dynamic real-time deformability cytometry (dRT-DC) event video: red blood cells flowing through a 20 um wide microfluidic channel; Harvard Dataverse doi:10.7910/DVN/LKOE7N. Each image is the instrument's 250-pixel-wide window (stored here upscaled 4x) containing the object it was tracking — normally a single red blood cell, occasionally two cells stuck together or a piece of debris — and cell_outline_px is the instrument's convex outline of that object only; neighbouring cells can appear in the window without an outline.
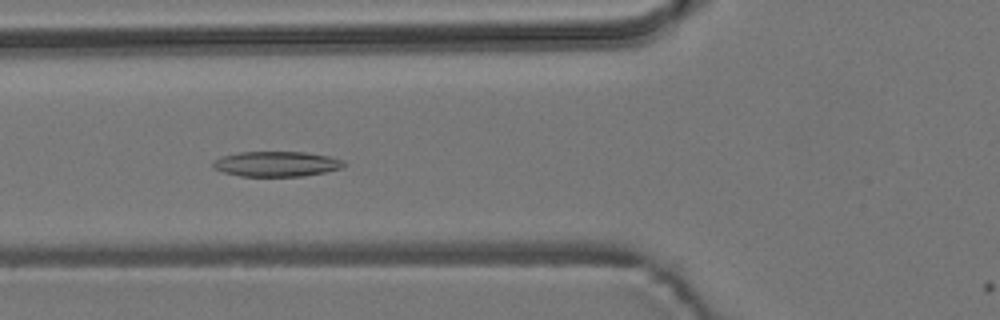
{"species": "common noctule bat (a hibernating species)", "species_latin": "Nyctalus noctula", "temperature_condition": "room temperature", "stored_images_in_passage": 6, "camera_frame_rate_fps": 3000, "um_per_image_px": 0.085, "animal": {"sex": "male", "body_mass_g": 19.2, "forearm_length_mm": 51.8}, "frame": {"image": 1, "passage_image": 5, "time_ms": 4.667, "image_size_px": [1000, 320], "cell_outline_px": [[348, 164], [340, 168], [324, 172], [304, 176], [240, 176], [224, 172], [212, 168], [212, 164], [216, 160], [224, 156], [240, 152], [304, 152], [328, 156], [340, 160]], "centroid_in_image_um": [23.5, 13.94], "position_along_channel_um": 102.3, "area_um2": 18.96}}
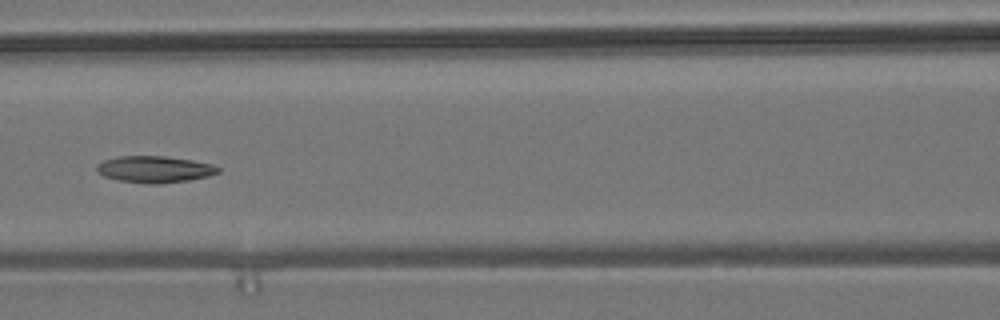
{"frame": {"image": 2, "passage_image": 6, "time_ms": 6.0, "image_size_px": [1000, 320], "cell_outline_px": [[220, 172], [208, 176], [188, 180], [160, 184], [148, 184], [120, 180], [104, 176], [96, 172], [96, 164], [104, 160], [116, 156], [164, 156], [192, 160], [212, 164], [220, 168]], "centroid_in_image_um": [13.12, 14.39], "position_along_channel_um": 153.5, "area_um2": 18.9}}